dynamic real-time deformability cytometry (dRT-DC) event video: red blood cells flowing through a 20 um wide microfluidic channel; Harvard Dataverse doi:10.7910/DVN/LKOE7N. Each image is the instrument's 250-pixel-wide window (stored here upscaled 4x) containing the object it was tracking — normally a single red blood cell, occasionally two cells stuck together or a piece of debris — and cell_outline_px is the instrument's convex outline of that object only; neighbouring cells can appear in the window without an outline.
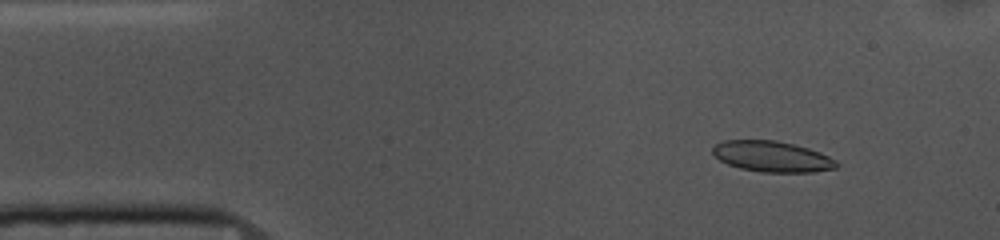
{"species": "common noctule bat (a hibernating species)", "species_latin": "Nyctalus noctula", "temperature_condition": "cold", "stored_images_in_passage": 54, "camera_frame_rate_fps": 3000, "um_per_image_px": 0.085, "animal": {"sex": "female", "body_mass_g": 10.0, "forearm_length_mm": 53.1}, "frame": {"image": 1, "passage_image": 6, "time_ms": 1.667, "image_size_px": [1000, 240], "cell_outline_px": [[840, 164], [836, 168], [812, 172], [760, 172], [740, 168], [728, 164], [720, 160], [712, 152], [712, 148], [716, 144], [724, 140], [776, 140], [808, 148], [820, 152], [836, 160]], "centroid_in_image_um": [65.64, 13.3], "position_along_channel_um": 19.4, "area_um2": 22.2}}
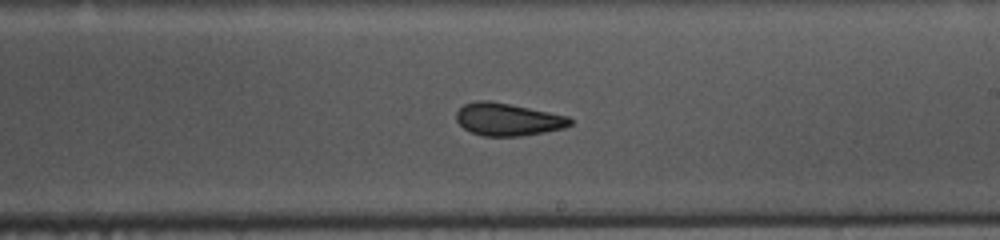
{"frame": {"image": 2, "passage_image": 30, "time_ms": 9.667, "image_size_px": [1000, 240], "cell_outline_px": [[572, 124], [564, 128], [544, 132], [520, 136], [484, 136], [472, 132], [464, 128], [456, 120], [456, 112], [464, 104], [476, 100], [488, 100], [568, 116], [572, 120]], "centroid_in_image_um": [43.15, 10.15], "position_along_channel_um": 245.9, "area_um2": 21.39}}
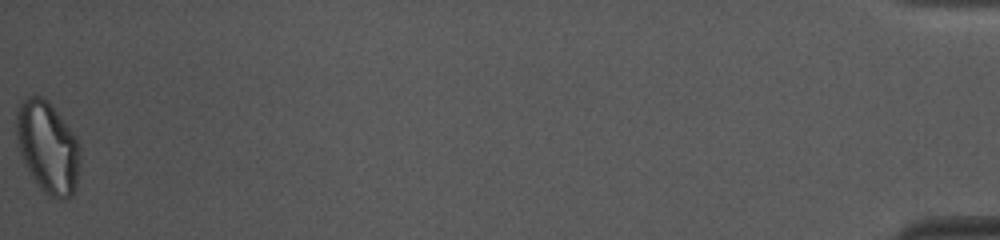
{"frame": {"image": 3, "passage_image": 54, "time_ms": 17.667, "image_size_px": [1000, 240], "cell_outline_px": [[80, 164], [76, 184], [72, 196], [64, 200], [60, 200], [52, 196], [40, 188], [24, 164], [20, 152], [16, 136], [16, 112], [20, 104], [28, 96], [40, 96], [48, 100], [76, 136], [80, 148]], "centroid_in_image_um": [4.07, 12.51], "position_along_channel_um": 431.1, "area_um2": 34.04}, "authors_computed_cell_mechanics": {"area_um2": 22.3108, "velocity_mm_per_s": 3.6409, "shape_relaxation_time_tau1_ms": 4.4272, "shape_relaxation_time_tau2_ms": 2.1586, "deformation_change_tau1": 0.1203, "deformation_change_tau2": 0.0655}}